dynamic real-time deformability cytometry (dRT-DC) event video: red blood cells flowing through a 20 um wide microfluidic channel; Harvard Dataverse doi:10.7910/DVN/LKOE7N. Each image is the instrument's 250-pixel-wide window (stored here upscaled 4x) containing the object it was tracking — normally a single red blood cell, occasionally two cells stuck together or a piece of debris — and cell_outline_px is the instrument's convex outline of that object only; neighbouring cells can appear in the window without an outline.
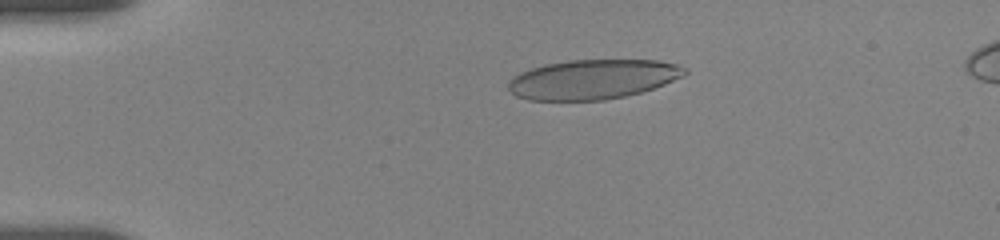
{"species": "human", "species_latin": "Homo sapiens", "temperature_condition": "room temperature", "stored_images_in_passage": 10, "camera_frame_rate_fps": 3000, "um_per_image_px": 0.085, "donor": {"sex": "female"}, "frame": {"image": 1, "passage_image": 5, "time_ms": 3.0, "image_size_px": [1000, 240], "cell_outline_px": [[688, 72], [684, 76], [664, 84], [640, 92], [624, 96], [604, 100], [528, 100], [516, 96], [508, 88], [508, 80], [512, 76], [520, 72], [544, 64], [568, 60], [660, 60], [680, 64], [688, 68]], "centroid_in_image_um": [50.4, 6.73], "position_along_channel_um": 34.6, "area_um2": 40.98}}
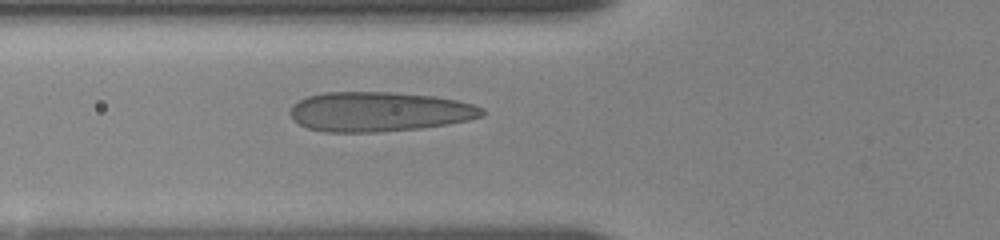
{"frame": {"image": 2, "passage_image": 10, "time_ms": 6.0, "image_size_px": [1000, 240], "cell_outline_px": [[484, 116], [468, 120], [448, 124], [420, 128], [376, 132], [324, 132], [308, 128], [300, 124], [288, 112], [292, 104], [308, 96], [324, 92], [392, 92], [436, 96], [456, 100], [472, 104], [484, 108]], "centroid_in_image_um": [32.23, 9.49], "position_along_channel_um": 93.6, "area_um2": 44.45}}